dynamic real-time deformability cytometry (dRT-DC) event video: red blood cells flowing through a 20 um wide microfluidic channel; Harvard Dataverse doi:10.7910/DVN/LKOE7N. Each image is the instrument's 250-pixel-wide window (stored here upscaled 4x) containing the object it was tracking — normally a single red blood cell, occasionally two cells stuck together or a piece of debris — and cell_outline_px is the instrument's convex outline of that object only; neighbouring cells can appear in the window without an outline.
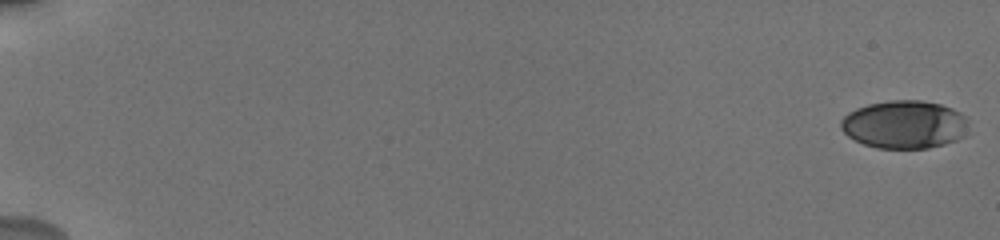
{"species": "human", "species_latin": "Homo sapiens", "temperature_condition": "cold", "stored_images_in_passage": 12, "camera_frame_rate_fps": 3000, "um_per_image_px": 0.085, "donor": {"sex": "male"}, "frame": {"image": 1, "passage_image": 1, "time_ms": 0.0, "image_size_px": [1000, 240], "cell_outline_px": [[968, 120], [964, 136], [956, 140], [944, 144], [928, 148], [876, 148], [864, 144], [848, 136], [840, 128], [840, 120], [848, 112], [856, 108], [868, 104], [892, 100], [920, 100], [940, 104], [952, 108], [968, 116]], "centroid_in_image_um": [76.88, 10.58], "position_along_channel_um": 8.1, "area_um2": 35.89}}
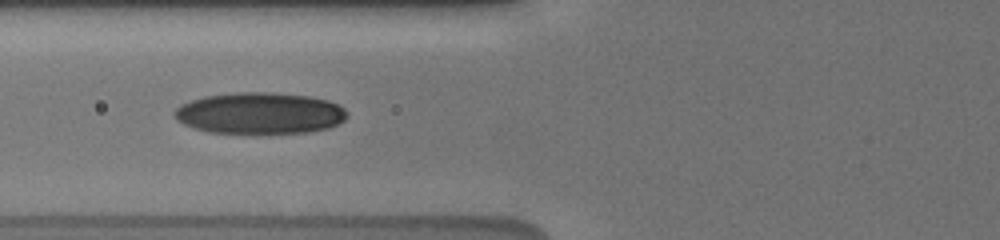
{"frame": {"image": 2, "passage_image": 10, "time_ms": 8.0, "image_size_px": [1000, 240], "cell_outline_px": [[348, 116], [344, 120], [328, 128], [308, 132], [256, 136], [208, 132], [192, 128], [176, 120], [172, 112], [180, 104], [204, 96], [236, 92], [272, 92], [308, 96], [328, 100], [340, 104], [348, 112]], "centroid_in_image_um": [22.06, 9.66], "position_along_channel_um": 103.7, "area_um2": 43.12}}
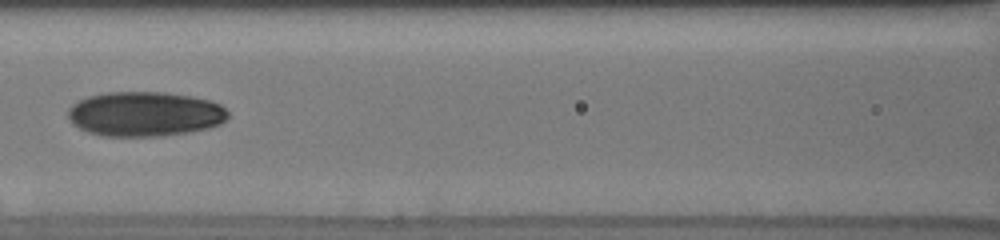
{"frame": {"image": 3, "passage_image": 11, "time_ms": 9.333, "image_size_px": [1000, 240], "cell_outline_px": [[228, 116], [220, 124], [208, 128], [188, 132], [164, 136], [100, 136], [88, 132], [72, 124], [68, 120], [68, 108], [72, 104], [88, 96], [108, 92], [164, 92], [192, 96], [208, 100], [220, 104], [228, 112]], "centroid_in_image_um": [12.28, 9.69], "position_along_channel_um": 154.3, "area_um2": 41.85}}